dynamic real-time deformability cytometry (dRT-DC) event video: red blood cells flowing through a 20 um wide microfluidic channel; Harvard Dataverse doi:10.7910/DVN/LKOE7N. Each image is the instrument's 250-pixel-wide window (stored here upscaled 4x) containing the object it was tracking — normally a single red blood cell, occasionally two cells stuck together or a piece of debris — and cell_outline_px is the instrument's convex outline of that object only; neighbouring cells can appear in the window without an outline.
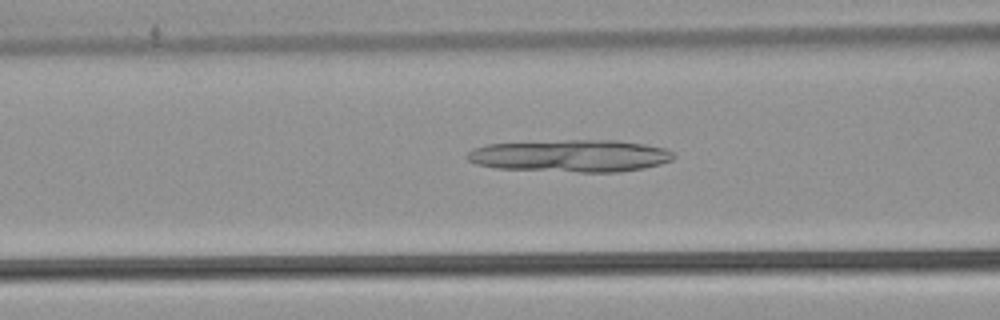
{"species": "common noctule bat (a hibernating species)", "species_latin": "Nyctalus noctula", "temperature_condition": "warm", "stored_images_in_passage": 53, "camera_frame_rate_fps": 3000, "um_per_image_px": 0.085, "animal": {"sex": "male", "body_mass_g": 21.5, "forearm_length_mm": 52.0}, "frame": {"image": 1, "passage_image": 22, "time_ms": 7.0, "image_size_px": [1000, 320], "cell_outline_px": [[676, 156], [672, 160], [660, 164], [644, 168], [620, 172], [580, 172], [496, 168], [476, 164], [468, 160], [468, 152], [472, 148], [488, 144], [564, 140], [620, 140], [644, 144], [664, 148], [676, 152]], "centroid_in_image_um": [48.55, 13.24], "position_along_channel_um": 118.0, "area_um2": 38.96}}
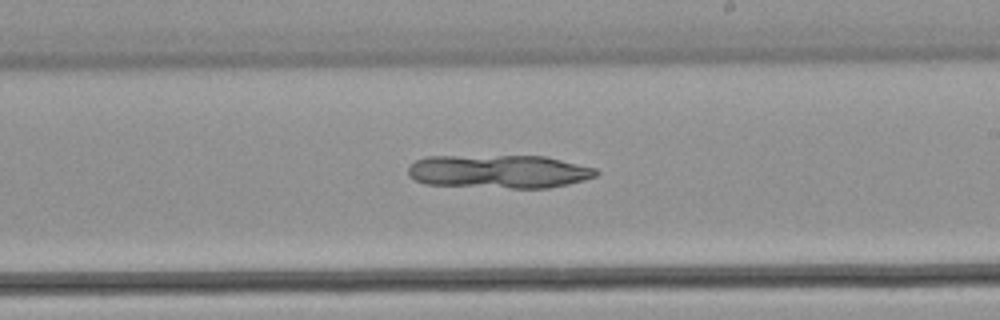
{"frame": {"image": 2, "passage_image": 32, "time_ms": 10.333, "image_size_px": [1000, 320], "cell_outline_px": [[600, 172], [596, 176], [584, 180], [568, 184], [548, 188], [512, 188], [424, 184], [408, 176], [408, 168], [416, 160], [428, 156], [544, 156], [596, 168]], "centroid_in_image_um": [42.42, 14.58], "position_along_channel_um": 246.6, "area_um2": 36.65}}
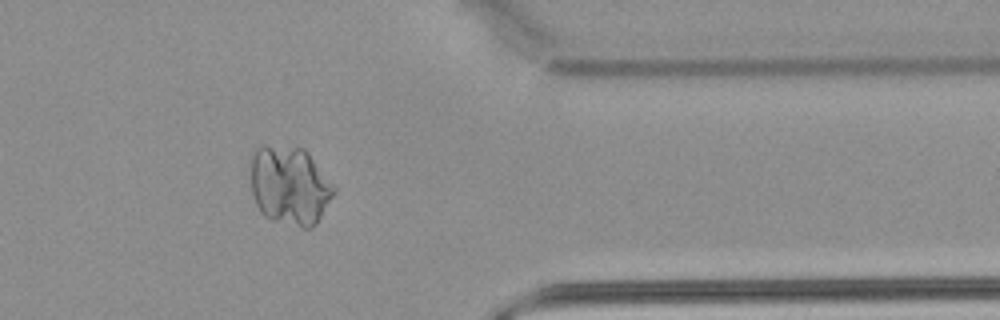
{"frame": {"image": 3, "passage_image": 44, "time_ms": 14.333, "image_size_px": [1000, 320], "cell_outline_px": [[336, 192], [316, 224], [312, 228], [304, 228], [272, 220], [264, 216], [260, 212], [256, 204], [252, 192], [252, 156], [256, 148], [260, 144], [264, 144], [304, 148], [308, 152], [336, 188]], "centroid_in_image_um": [24.64, 15.77], "position_along_channel_um": 386.8, "area_um2": 38.38}}